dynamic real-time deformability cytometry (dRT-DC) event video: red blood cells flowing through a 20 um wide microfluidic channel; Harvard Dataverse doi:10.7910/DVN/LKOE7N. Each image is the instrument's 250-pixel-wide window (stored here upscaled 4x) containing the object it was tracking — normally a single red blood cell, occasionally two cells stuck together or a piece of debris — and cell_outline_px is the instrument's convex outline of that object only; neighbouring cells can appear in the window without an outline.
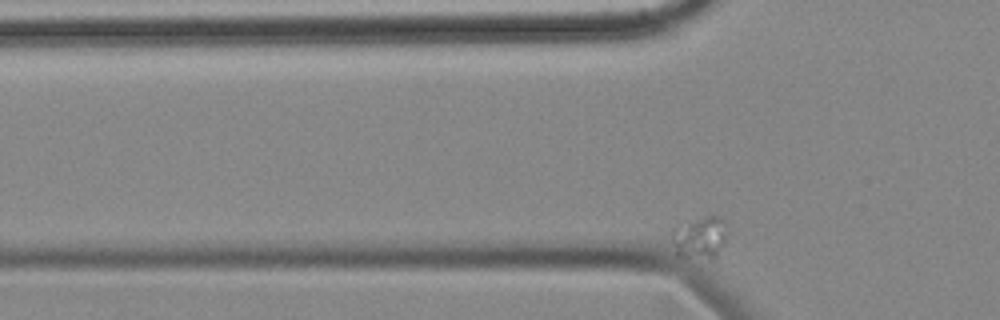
{"species": "common noctule bat (a hibernating species)", "species_latin": "Nyctalus noctula", "temperature_condition": "cold", "stored_images_in_passage": 20, "camera_frame_rate_fps": 3000, "um_per_image_px": 0.085, "animal": {"sex": "female", "body_mass_g": 18.4}, "frame": {"image": 1, "passage_image": 4, "time_ms": 1.0, "image_size_px": [1000, 320], "cell_outline_px": [[728, 224], [724, 240], [716, 256], [676, 256], [672, 240], [672, 236], [688, 224], [704, 216], [720, 216]], "centroid_in_image_um": [59.57, 20.18], "position_along_channel_um": 66.2, "area_um2": 12.48}}
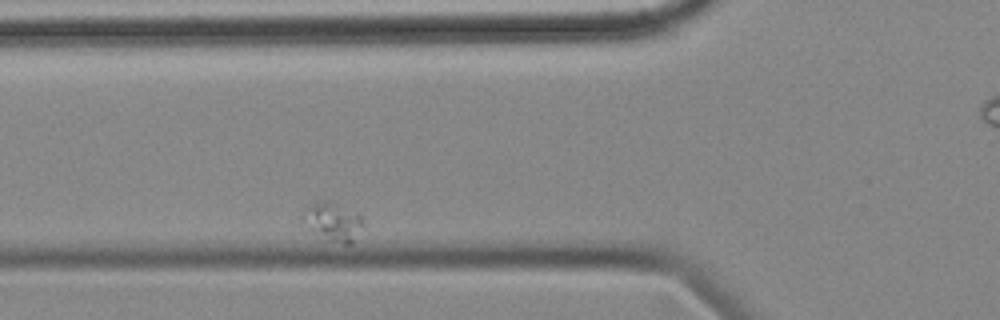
{"frame": {"image": 2, "passage_image": 8, "time_ms": 2.333, "image_size_px": [1000, 320], "cell_outline_px": [[364, 224], [352, 244], [344, 244], [328, 240], [308, 216], [312, 208], [320, 200], [328, 200], [364, 216]], "centroid_in_image_um": [28.62, 18.85], "position_along_channel_um": 97.2, "area_um2": 11.73}}
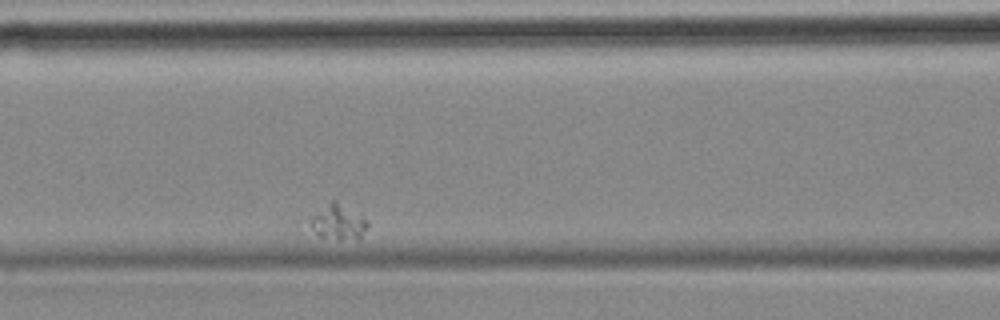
{"frame": {"image": 3, "passage_image": 13, "time_ms": 4.0, "image_size_px": [1000, 320], "cell_outline_px": [[368, 228], [360, 240], [336, 240], [316, 236], [312, 228], [312, 216], [332, 200], [336, 200], [368, 220]], "centroid_in_image_um": [28.81, 18.94], "position_along_channel_um": 137.8, "area_um2": 11.85}}